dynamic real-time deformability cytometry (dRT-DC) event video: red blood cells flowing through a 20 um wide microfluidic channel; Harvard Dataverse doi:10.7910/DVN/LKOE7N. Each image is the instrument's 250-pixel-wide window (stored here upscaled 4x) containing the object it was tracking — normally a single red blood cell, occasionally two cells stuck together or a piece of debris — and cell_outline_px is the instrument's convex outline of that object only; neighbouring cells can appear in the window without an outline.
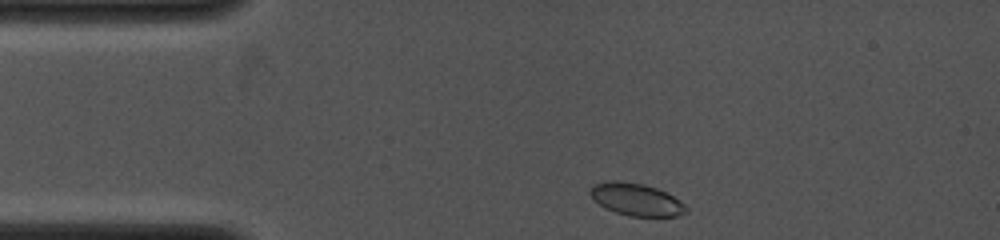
{"species": "common noctule bat (a hibernating species)", "species_latin": "Nyctalus noctula", "temperature_condition": "cold", "stored_images_in_passage": 9, "camera_frame_rate_fps": 4000, "um_per_image_px": 0.085, "animal": {"sex": "female", "body_mass_g": 19.0, "forearm_length_mm": 53.3}, "frame": {"image": 1, "passage_image": 1, "time_ms": 0.0, "image_size_px": [1000, 240], "cell_outline_px": [[688, 212], [676, 216], [628, 216], [616, 212], [600, 204], [588, 192], [596, 184], [608, 180], [620, 180], [644, 184], [656, 188], [680, 200], [688, 208]], "centroid_in_image_um": [54.11, 16.95], "position_along_channel_um": 30.9, "area_um2": 17.86}}
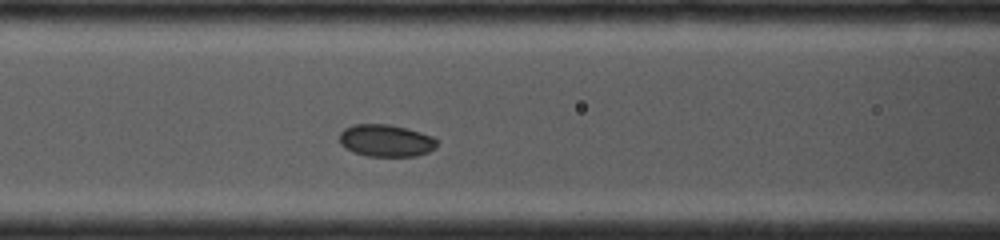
{"frame": {"image": 2, "passage_image": 6, "time_ms": 3.25, "image_size_px": [1000, 240], "cell_outline_px": [[436, 148], [428, 152], [416, 156], [368, 156], [352, 152], [344, 148], [340, 144], [340, 132], [344, 128], [352, 124], [388, 124], [420, 132], [432, 136], [436, 140]], "centroid_in_image_um": [32.77, 11.95], "position_along_channel_um": 133.8, "area_um2": 18.32}}
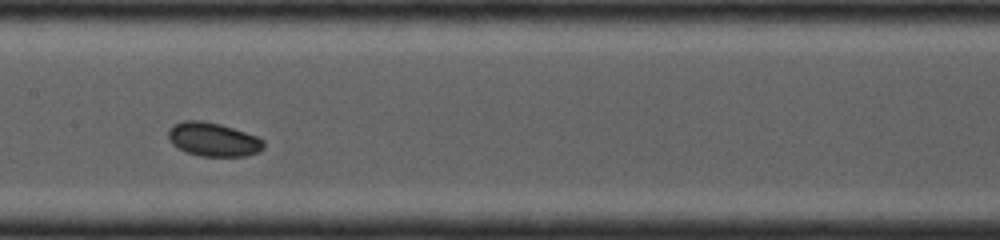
{"frame": {"image": 3, "passage_image": 8, "time_ms": 4.5, "image_size_px": [1000, 240], "cell_outline_px": [[264, 148], [260, 152], [244, 156], [200, 156], [188, 152], [172, 144], [168, 140], [168, 132], [172, 124], [184, 120], [200, 120], [220, 124], [256, 136], [264, 140]], "centroid_in_image_um": [18.12, 11.85], "position_along_channel_um": 189.3, "area_um2": 18.73}}